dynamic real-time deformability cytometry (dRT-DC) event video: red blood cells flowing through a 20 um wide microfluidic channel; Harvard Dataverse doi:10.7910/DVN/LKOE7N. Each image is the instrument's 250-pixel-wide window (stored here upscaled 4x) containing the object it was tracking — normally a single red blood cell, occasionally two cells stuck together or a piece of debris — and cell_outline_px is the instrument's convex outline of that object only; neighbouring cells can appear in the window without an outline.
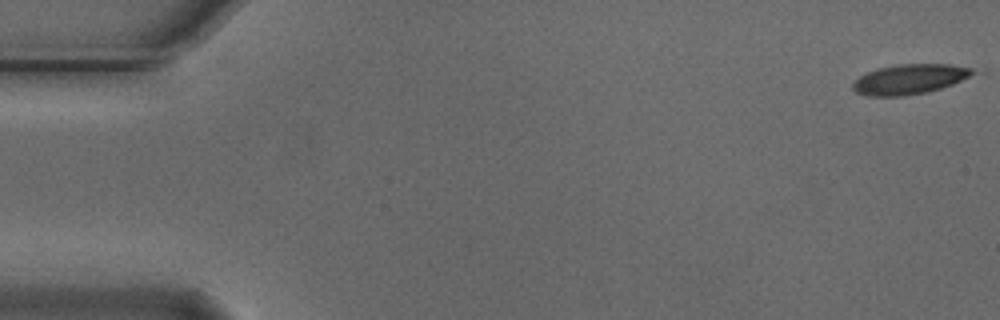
{"species": "Egyptian fruit bat (a non-hibernating species)", "species_latin": "Rousettus aegyptiacus", "temperature_condition": "cold", "stored_images_in_passage": 6, "camera_frame_rate_fps": 3000, "um_per_image_px": 0.085, "animal": {"sex": "male"}, "frame": {"image": 1, "passage_image": 1, "time_ms": 0.0, "image_size_px": [1000, 320], "cell_outline_px": [[976, 72], [952, 84], [928, 92], [904, 96], [868, 96], [856, 92], [852, 88], [852, 84], [860, 76], [876, 68], [900, 64], [948, 64], [972, 68]], "centroid_in_image_um": [77.28, 6.73], "position_along_channel_um": 7.7, "area_um2": 20.75}}